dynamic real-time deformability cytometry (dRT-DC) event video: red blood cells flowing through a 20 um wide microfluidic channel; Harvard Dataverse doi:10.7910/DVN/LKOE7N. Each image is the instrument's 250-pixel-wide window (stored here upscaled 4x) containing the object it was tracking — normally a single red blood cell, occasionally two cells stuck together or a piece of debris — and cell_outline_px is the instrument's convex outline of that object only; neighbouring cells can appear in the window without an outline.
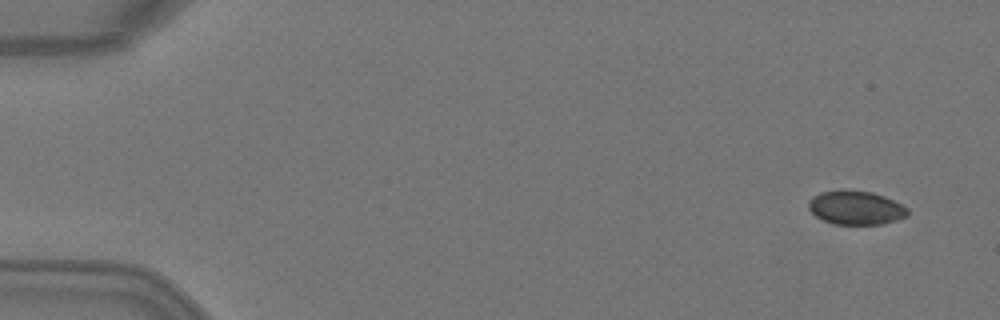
{"species": "Egyptian fruit bat (a non-hibernating species)", "species_latin": "Rousettus aegyptiacus", "temperature_condition": "warm", "stored_images_in_passage": 6, "camera_frame_rate_fps": 3000, "um_per_image_px": 0.085, "animal": {"sex": "female"}, "frame": {"image": 1, "passage_image": 1, "time_ms": 0.0, "image_size_px": [1000, 320], "cell_outline_px": [[908, 216], [896, 220], [880, 224], [832, 224], [816, 216], [808, 208], [808, 200], [812, 196], [820, 192], [840, 188], [844, 188], [872, 192], [884, 196], [908, 208]], "centroid_in_image_um": [72.7, 17.63], "position_along_channel_um": 12.3, "area_um2": 19.83}}
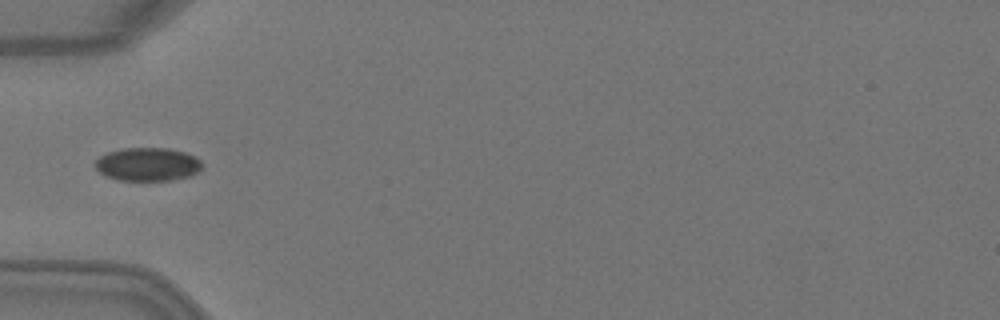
{"frame": {"image": 2, "passage_image": 5, "time_ms": 1.333, "image_size_px": [1000, 320], "cell_outline_px": [[204, 164], [196, 172], [188, 176], [172, 180], [116, 180], [104, 176], [92, 164], [100, 156], [108, 152], [124, 148], [168, 148], [184, 152], [196, 156]], "centroid_in_image_um": [12.52, 13.96], "position_along_channel_um": 72.5, "area_um2": 20.87}}
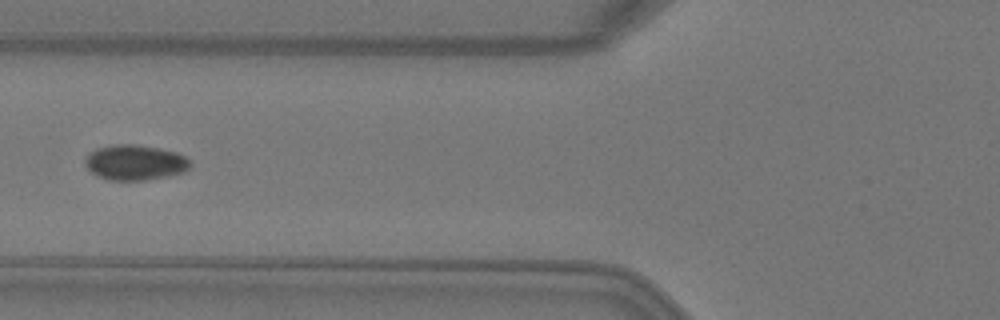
{"frame": {"image": 3, "passage_image": 6, "time_ms": 1.667, "image_size_px": [1000, 320], "cell_outline_px": [[192, 164], [184, 172], [144, 180], [108, 180], [96, 176], [84, 164], [84, 160], [96, 148], [112, 144], [136, 144], [160, 148], [176, 152], [184, 156]], "centroid_in_image_um": [11.46, 13.8], "position_along_channel_um": 114.3, "area_um2": 21.56}}